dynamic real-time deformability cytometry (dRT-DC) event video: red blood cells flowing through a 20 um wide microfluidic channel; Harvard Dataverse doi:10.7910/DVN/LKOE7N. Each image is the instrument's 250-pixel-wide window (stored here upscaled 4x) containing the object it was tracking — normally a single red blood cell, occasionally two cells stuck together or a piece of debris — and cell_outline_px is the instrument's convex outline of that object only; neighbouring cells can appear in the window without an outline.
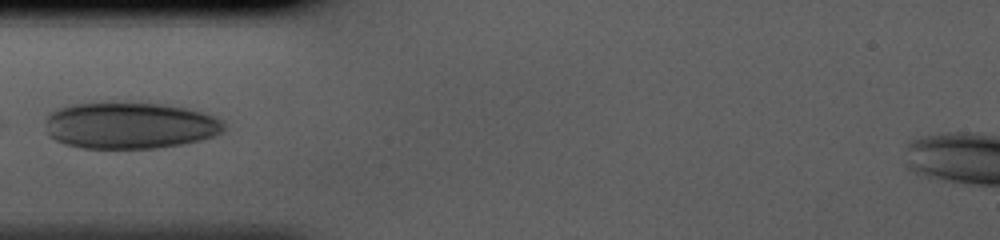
{"species": "human", "species_latin": "Homo sapiens", "temperature_condition": "cold", "stored_images_in_passage": 25, "camera_frame_rate_fps": 3000, "um_per_image_px": 0.085, "donor": {"sex": "male"}, "frame": {"image": 1, "passage_image": 1, "time_ms": 0.0, "image_size_px": [1000, 240], "cell_outline_px": [[224, 132], [200, 140], [184, 144], [156, 148], [80, 148], [64, 144], [48, 136], [48, 112], [72, 104], [160, 104], [184, 108], [200, 112], [224, 120]], "centroid_in_image_um": [11.05, 10.69], "position_along_channel_um": 73.9, "area_um2": 47.8}}
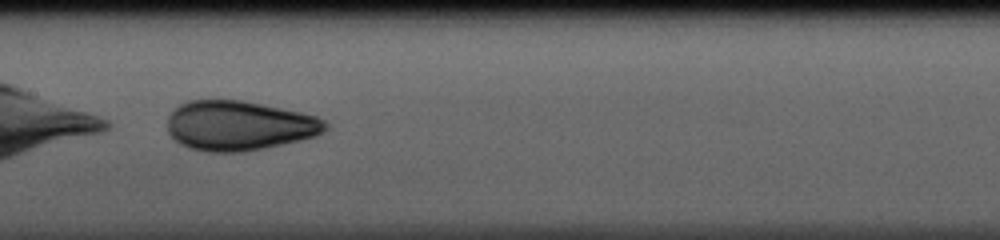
{"frame": {"image": 2, "passage_image": 9, "time_ms": 2.667, "image_size_px": [1000, 240], "cell_outline_px": [[328, 128], [324, 132], [316, 136], [300, 140], [264, 148], [244, 152], [204, 152], [188, 148], [180, 144], [168, 132], [168, 116], [180, 104], [188, 100], [240, 100], [300, 112], [316, 116], [324, 120], [328, 124]], "centroid_in_image_um": [20.32, 10.69], "position_along_channel_um": 187.1, "area_um2": 45.78}}
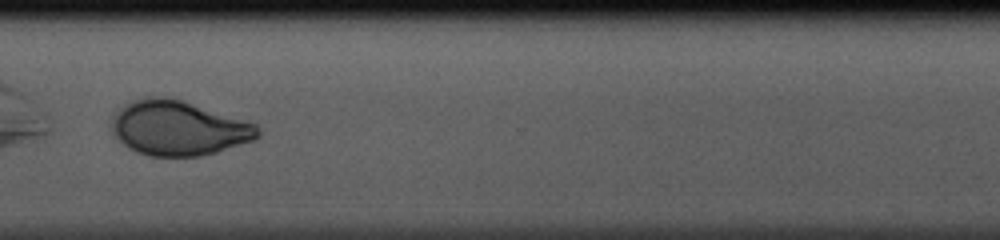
{"frame": {"image": 3, "passage_image": 21, "time_ms": 6.667, "image_size_px": [1000, 240], "cell_outline_px": [[260, 136], [252, 140], [216, 152], [200, 156], [148, 156], [136, 152], [128, 148], [112, 132], [108, 124], [112, 116], [120, 108], [136, 100], [164, 96], [180, 100], [256, 124], [260, 128]], "centroid_in_image_um": [15.13, 10.91], "position_along_channel_um": 355.5, "area_um2": 46.01}}